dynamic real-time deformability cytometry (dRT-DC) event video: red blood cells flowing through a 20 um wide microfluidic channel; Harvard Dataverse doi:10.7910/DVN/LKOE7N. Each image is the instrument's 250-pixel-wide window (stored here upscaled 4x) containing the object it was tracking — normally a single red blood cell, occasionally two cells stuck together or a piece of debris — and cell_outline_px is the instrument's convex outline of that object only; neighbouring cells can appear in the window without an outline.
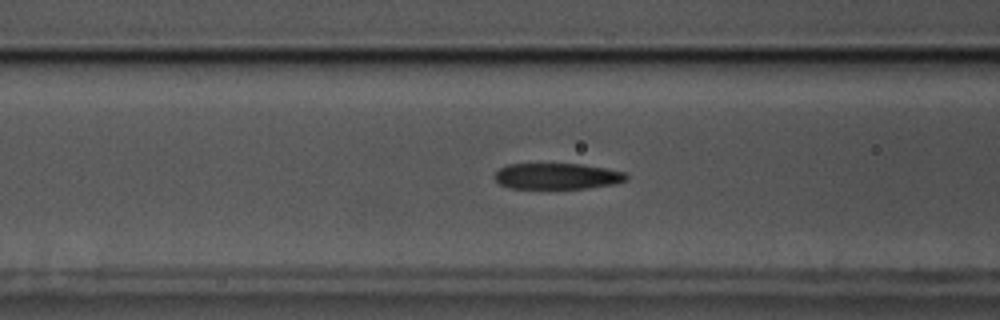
{"species": "common noctule bat (a hibernating species)", "species_latin": "Nyctalus noctula", "temperature_condition": "cold", "stored_images_in_passage": 51, "segment_of_instrument_passage": [1, 2], "camera_frame_rate_fps": 3000, "um_per_image_px": 0.085, "animal": {"sex": "male", "body_mass_g": 17.5, "forearm_length_mm": 52.3}, "frame": {"image": 1, "passage_image": 15, "time_ms": 4.667, "image_size_px": [1000, 320], "cell_outline_px": [[628, 180], [616, 184], [588, 188], [508, 188], [500, 184], [492, 176], [500, 168], [508, 164], [580, 164], [604, 168], [624, 172], [628, 176]], "centroid_in_image_um": [47.35, 14.98], "position_along_channel_um": 119.2, "area_um2": 20.0}}
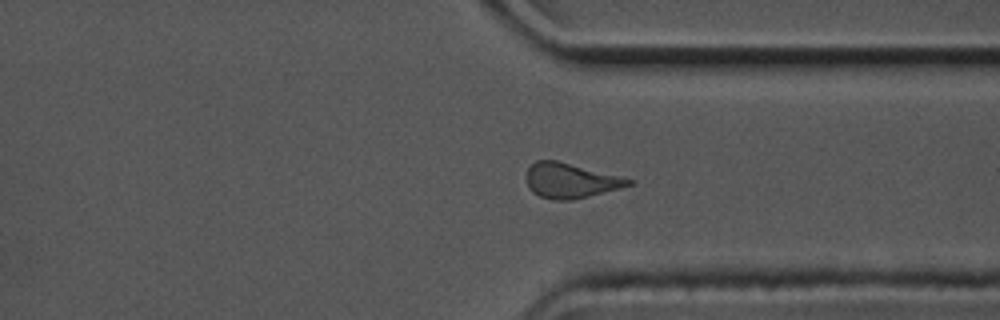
{"frame": {"image": 2, "passage_image": 36, "time_ms": 11.667, "image_size_px": [1000, 320], "cell_outline_px": [[632, 184], [620, 188], [572, 200], [552, 200], [540, 196], [532, 192], [528, 184], [528, 168], [536, 160], [556, 160], [632, 180]], "centroid_in_image_um": [48.45, 15.36], "position_along_channel_um": 363.0, "area_um2": 20.17}}
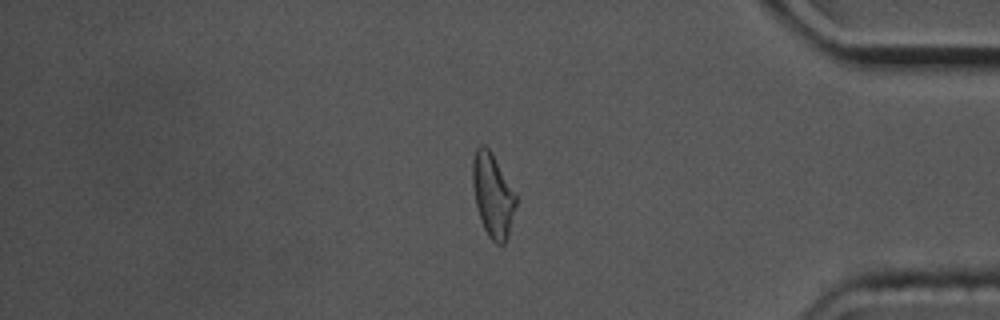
{"frame": {"image": 3, "passage_image": 41, "time_ms": 13.333, "image_size_px": [1000, 320], "cell_outline_px": [[516, 204], [508, 236], [504, 244], [496, 244], [488, 236], [484, 228], [476, 204], [472, 184], [472, 160], [476, 148], [480, 144], [484, 144], [492, 152], [516, 192]], "centroid_in_image_um": [41.89, 16.55], "position_along_channel_um": 393.3, "area_um2": 21.21}}